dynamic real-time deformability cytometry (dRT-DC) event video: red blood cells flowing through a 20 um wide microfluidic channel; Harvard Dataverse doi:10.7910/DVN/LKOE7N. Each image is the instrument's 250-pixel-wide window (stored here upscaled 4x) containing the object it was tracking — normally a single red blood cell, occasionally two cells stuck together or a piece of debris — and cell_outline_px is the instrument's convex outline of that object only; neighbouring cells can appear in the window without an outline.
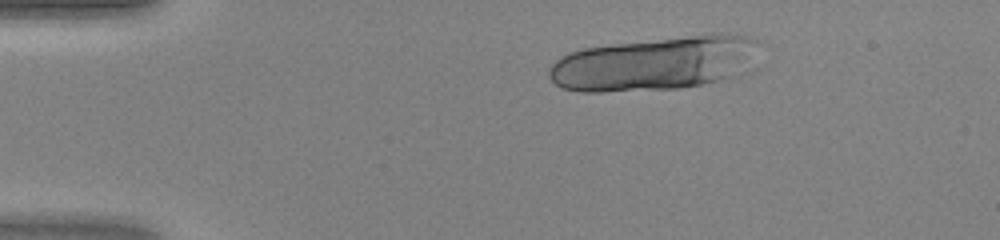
{"species": "human", "species_latin": "Homo sapiens", "temperature_condition": "warm", "stored_images_in_passage": 43, "segment_of_instrument_passage": [1, 2], "camera_frame_rate_fps": 3000, "um_per_image_px": 0.085, "donor": {"sex": "female"}, "frame": {"image": 1, "passage_image": 5, "time_ms": 1.333, "image_size_px": [1000, 240], "cell_outline_px": [[748, 40], [728, 76], [716, 80], [700, 84], [676, 88], [600, 92], [580, 92], [564, 88], [556, 84], [548, 76], [548, 68], [560, 56], [568, 52], [584, 48], [616, 44], [716, 32], [724, 32], [740, 36]], "centroid_in_image_um": [55.16, 5.41], "position_along_channel_um": 29.8, "area_um2": 61.9}}